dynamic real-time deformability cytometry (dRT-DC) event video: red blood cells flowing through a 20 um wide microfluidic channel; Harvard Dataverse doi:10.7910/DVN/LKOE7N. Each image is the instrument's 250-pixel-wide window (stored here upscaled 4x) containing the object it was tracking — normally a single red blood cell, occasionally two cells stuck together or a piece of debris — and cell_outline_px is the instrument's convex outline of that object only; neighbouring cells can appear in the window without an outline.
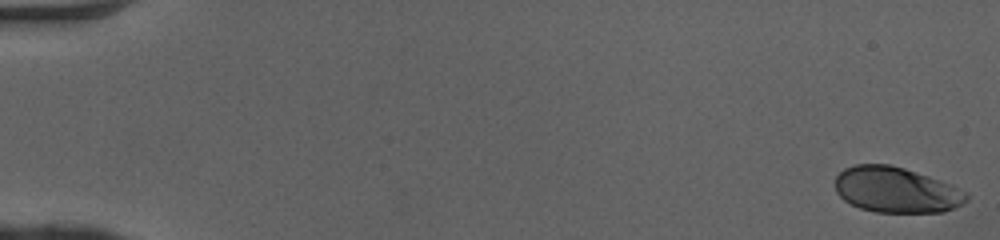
{"species": "human", "species_latin": "Homo sapiens", "temperature_condition": "cold", "stored_images_in_passage": 51, "camera_frame_rate_fps": 3000, "um_per_image_px": 0.085, "donor": {"sex": "female"}, "frame": {"image": 1, "passage_image": 1, "time_ms": 0.0, "image_size_px": [1000, 240], "cell_outline_px": [[968, 200], [944, 212], [876, 212], [860, 208], [844, 200], [836, 192], [836, 176], [844, 168], [856, 164], [888, 164], [904, 168], [952, 184], [968, 192]], "centroid_in_image_um": [76.18, 16.14], "position_along_channel_um": 8.8, "area_um2": 34.85}}
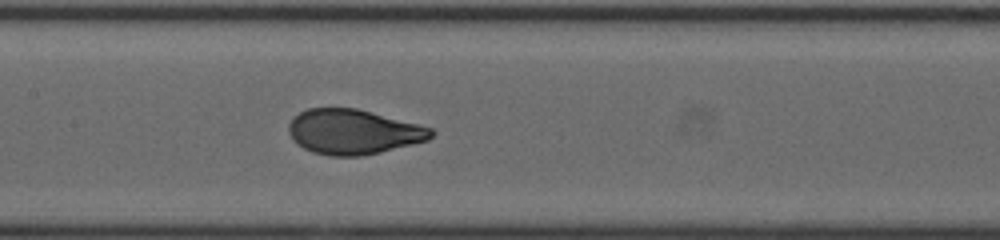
{"frame": {"image": 2, "passage_image": 26, "time_ms": 8.333, "image_size_px": [1000, 240], "cell_outline_px": [[436, 132], [428, 140], [380, 152], [360, 156], [328, 156], [312, 152], [296, 144], [292, 140], [288, 132], [288, 124], [300, 112], [308, 108], [356, 108], [420, 124], [432, 128]], "centroid_in_image_um": [30.03, 11.21], "position_along_channel_um": 177.4, "area_um2": 37.4}}
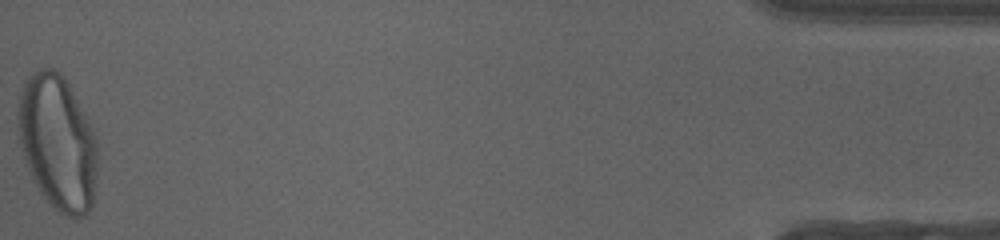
{"frame": {"image": 3, "passage_image": 51, "time_ms": 16.667, "image_size_px": [1000, 240], "cell_outline_px": [[96, 180], [92, 204], [88, 212], [84, 216], [76, 220], [52, 208], [40, 192], [32, 180], [24, 156], [20, 140], [20, 92], [28, 76], [32, 72], [40, 68], [52, 68], [68, 84], [92, 128], [96, 136]], "centroid_in_image_um": [4.92, 12.19], "position_along_channel_um": 430.3, "area_um2": 61.61}, "authors_computed_cell_mechanics": {"area_um2": 37.5122, "velocity_mm_per_s": 4.086, "shape_relaxation_time_tau1_ms": 4.1938, "shape_relaxation_time_tau2_ms": null, "deformation_change_tau1": 0.2041, "deformation_change_tau2": null}}